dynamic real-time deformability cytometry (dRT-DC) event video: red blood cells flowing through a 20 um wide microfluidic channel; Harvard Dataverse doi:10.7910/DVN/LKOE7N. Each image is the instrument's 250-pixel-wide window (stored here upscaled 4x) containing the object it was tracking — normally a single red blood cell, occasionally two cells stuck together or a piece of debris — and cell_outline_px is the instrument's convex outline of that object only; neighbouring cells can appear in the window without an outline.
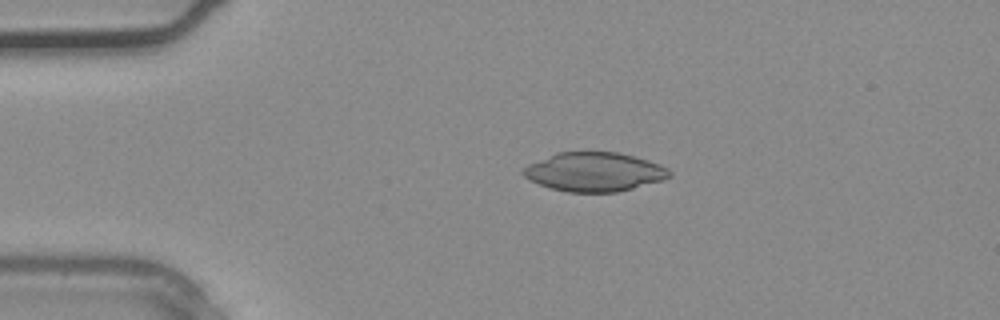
{"species": "common noctule bat (a hibernating species)", "species_latin": "Nyctalus noctula", "temperature_condition": "warm", "stored_images_in_passage": 35, "camera_frame_rate_fps": 3000, "um_per_image_px": 0.085, "animal": {"sex": "male", "body_mass_g": 20.4}, "frame": {"image": 1, "passage_image": 6, "time_ms": 1.667, "image_size_px": [1000, 320], "cell_outline_px": [[672, 176], [664, 180], [616, 192], [568, 192], [552, 188], [528, 180], [520, 172], [528, 164], [556, 152], [620, 152], [648, 160], [660, 164], [668, 168], [672, 172]], "centroid_in_image_um": [50.53, 14.6], "position_along_channel_um": 34.5, "area_um2": 33.35}}